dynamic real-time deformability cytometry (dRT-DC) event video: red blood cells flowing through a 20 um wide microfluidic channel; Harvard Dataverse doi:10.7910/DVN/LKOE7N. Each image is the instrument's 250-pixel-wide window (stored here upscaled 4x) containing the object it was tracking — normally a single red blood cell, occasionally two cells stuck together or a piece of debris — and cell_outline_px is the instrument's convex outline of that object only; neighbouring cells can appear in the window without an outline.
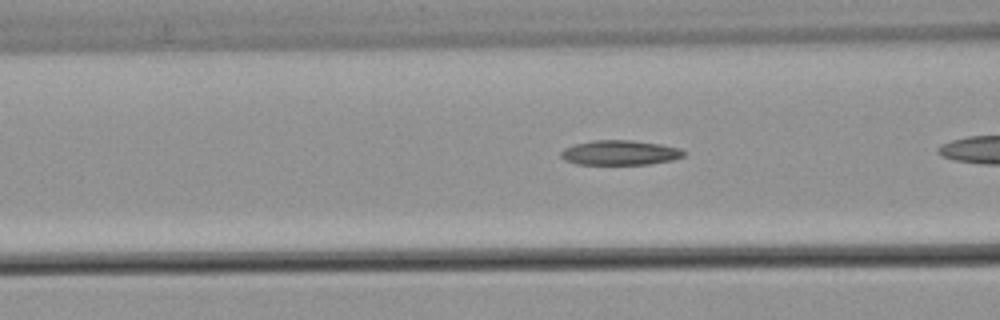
{"species": "common noctule bat (a hibernating species)", "species_latin": "Nyctalus noctula", "temperature_condition": "warm", "stored_images_in_passage": 25, "camera_frame_rate_fps": 3000, "um_per_image_px": 0.085, "animal": {"sex": "male", "body_mass_g": 21.5, "forearm_length_mm": 52.0}, "frame": {"image": 1, "passage_image": 4, "time_ms": 1.0, "image_size_px": [1000, 320], "cell_outline_px": [[684, 156], [672, 160], [648, 164], [576, 164], [564, 160], [560, 156], [560, 152], [564, 148], [572, 144], [592, 140], [632, 140], [660, 144], [680, 148], [684, 152]], "centroid_in_image_um": [52.65, 12.97], "position_along_channel_um": 114.0, "area_um2": 17.8}}